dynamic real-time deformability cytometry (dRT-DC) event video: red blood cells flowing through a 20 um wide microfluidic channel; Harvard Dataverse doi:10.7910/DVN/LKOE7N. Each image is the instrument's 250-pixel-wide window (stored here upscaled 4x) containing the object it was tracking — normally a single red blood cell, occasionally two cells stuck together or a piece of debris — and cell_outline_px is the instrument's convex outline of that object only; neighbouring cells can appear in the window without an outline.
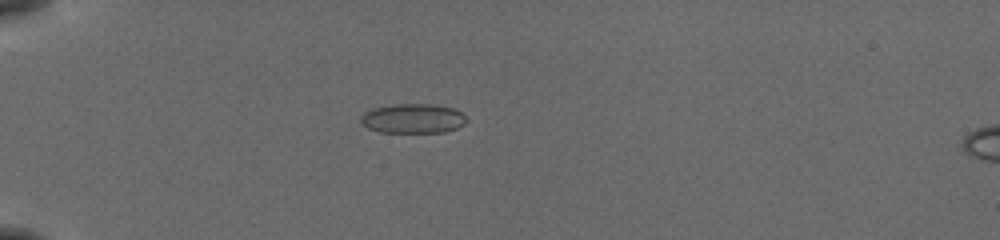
{"species": "common noctule bat (a hibernating species)", "species_latin": "Nyctalus noctula", "temperature_condition": "cold", "stored_images_in_passage": 41, "camera_frame_rate_fps": 3000, "um_per_image_px": 0.085, "animal": {"sex": "female", "body_mass_g": 19.5, "forearm_length_mm": 54.1}, "frame": {"image": 1, "passage_image": 3, "time_ms": 0.667, "image_size_px": [1000, 240], "cell_outline_px": [[468, 120], [464, 124], [456, 128], [444, 132], [380, 132], [368, 128], [360, 124], [360, 116], [364, 112], [372, 108], [392, 104], [432, 104], [452, 108], [460, 112]], "centroid_in_image_um": [35.05, 10.07], "position_along_channel_um": 50.0, "area_um2": 18.26}}
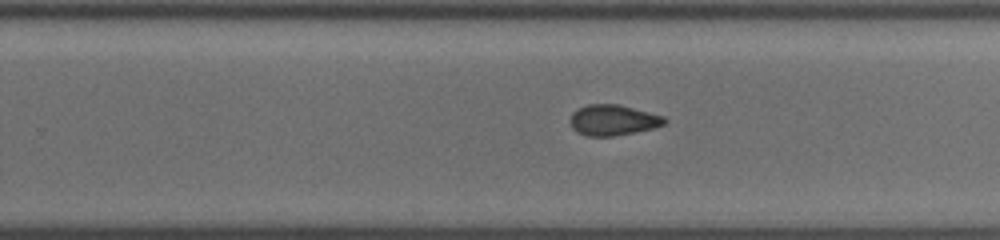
{"frame": {"image": 2, "passage_image": 23, "time_ms": 7.333, "image_size_px": [1000, 240], "cell_outline_px": [[668, 120], [664, 124], [652, 128], [612, 136], [588, 136], [576, 132], [572, 128], [568, 120], [572, 112], [588, 104], [620, 104], [664, 116]], "centroid_in_image_um": [52.07, 10.2], "position_along_channel_um": 277.7, "area_um2": 16.88}}
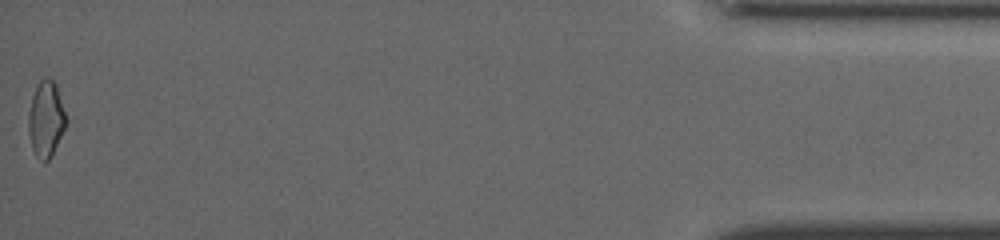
{"frame": {"image": 3, "passage_image": 41, "time_ms": 13.333, "image_size_px": [1000, 240], "cell_outline_px": [[68, 120], [52, 156], [48, 160], [40, 160], [36, 156], [32, 148], [28, 132], [28, 112], [32, 96], [40, 80], [44, 76], [48, 76], [56, 84]], "centroid_in_image_um": [3.91, 10.1], "position_along_channel_um": 431.3, "area_um2": 16.76}, "authors_computed_cell_mechanics": {"area_um2": 17.2244, "velocity_mm_per_s": 3.8694, "shape_relaxation_time_tau1_ms": 7.9783, "shape_relaxation_time_tau2_ms": 5.1935, "deformation_change_tau1": 0.1174, "deformation_change_tau2": 0.1042}}